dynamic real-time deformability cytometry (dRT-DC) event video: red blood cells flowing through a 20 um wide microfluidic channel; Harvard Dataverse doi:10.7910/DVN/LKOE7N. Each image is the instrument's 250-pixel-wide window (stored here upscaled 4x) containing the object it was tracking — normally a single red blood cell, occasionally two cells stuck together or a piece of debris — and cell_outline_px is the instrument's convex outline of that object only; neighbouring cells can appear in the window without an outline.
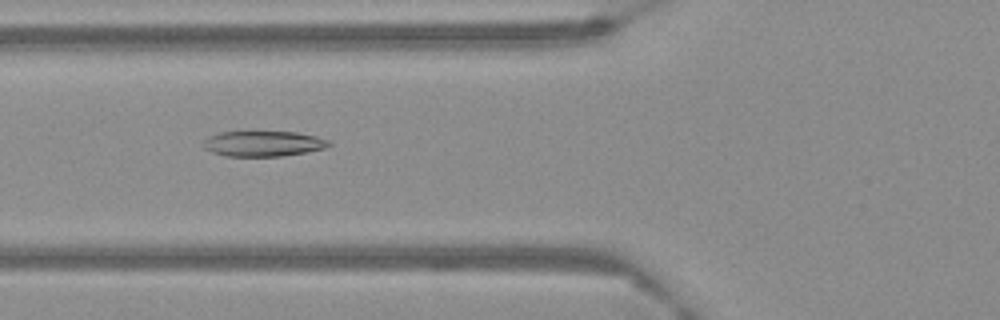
{"species": "Egyptian fruit bat (a non-hibernating species)", "species_latin": "Rousettus aegyptiacus", "temperature_condition": "warm", "stored_images_in_passage": 50, "camera_frame_rate_fps": 3000, "um_per_image_px": 0.085, "frame": {"image": 1, "passage_image": 12, "time_ms": 3.667, "image_size_px": [1000, 320], "cell_outline_px": [[332, 144], [324, 148], [304, 152], [280, 156], [224, 156], [212, 152], [204, 148], [200, 144], [208, 136], [220, 132], [252, 128], [296, 132], [316, 136], [328, 140]], "centroid_in_image_um": [22.29, 12.15], "position_along_channel_um": 103.5, "area_um2": 19.65}}
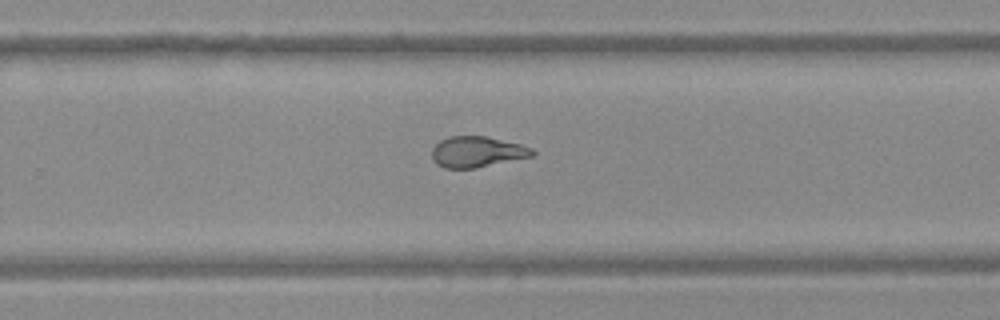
{"frame": {"image": 2, "passage_image": 29, "time_ms": 9.333, "image_size_px": [1000, 320], "cell_outline_px": [[536, 152], [532, 156], [476, 168], [444, 168], [436, 164], [432, 160], [432, 148], [440, 140], [448, 136], [484, 136], [520, 144], [532, 148]], "centroid_in_image_um": [40.52, 12.91], "position_along_channel_um": 289.3, "area_um2": 18.03}}
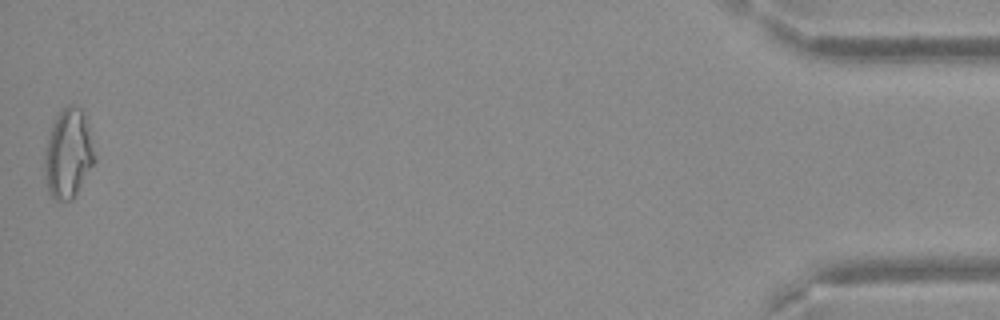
{"frame": {"image": 3, "passage_image": 50, "time_ms": 16.333, "image_size_px": [1000, 320], "cell_outline_px": [[96, 160], [72, 200], [56, 200], [48, 192], [44, 176], [44, 152], [52, 124], [56, 116], [68, 104], [72, 104], [80, 108], [84, 116], [96, 156]], "centroid_in_image_um": [5.78, 13.08], "position_along_channel_um": 429.4, "area_um2": 25.84}}